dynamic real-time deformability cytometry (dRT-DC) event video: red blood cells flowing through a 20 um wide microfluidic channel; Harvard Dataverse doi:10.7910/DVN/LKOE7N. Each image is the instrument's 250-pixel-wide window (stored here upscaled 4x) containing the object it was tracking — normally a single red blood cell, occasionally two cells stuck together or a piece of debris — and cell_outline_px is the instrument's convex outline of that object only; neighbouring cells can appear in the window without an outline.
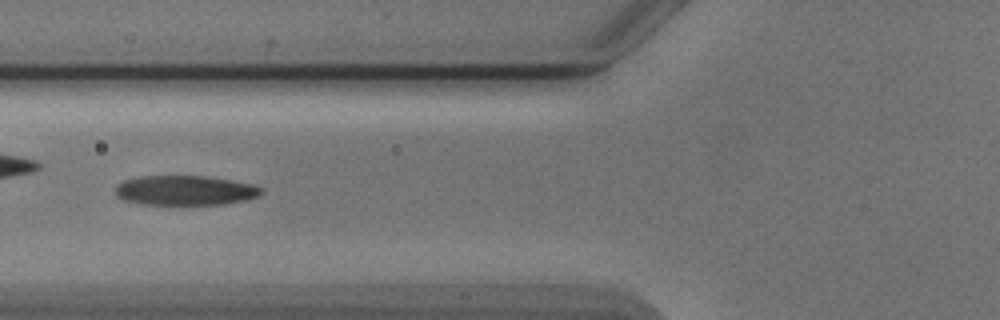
{"species": "Egyptian fruit bat (a non-hibernating species)", "species_latin": "Rousettus aegyptiacus", "temperature_condition": "cold", "stored_images_in_passage": 38, "camera_frame_rate_fps": 3000, "um_per_image_px": 0.085, "animal": {"sex": "male"}, "frame": {"image": 1, "passage_image": 6, "time_ms": 1.667, "image_size_px": [1000, 320], "cell_outline_px": [[264, 192], [260, 196], [244, 200], [224, 204], [140, 204], [124, 200], [116, 196], [116, 188], [124, 180], [140, 176], [204, 176], [252, 184], [264, 188]], "centroid_in_image_um": [15.76, 16.19], "position_along_channel_um": 110.0, "area_um2": 25.14}}
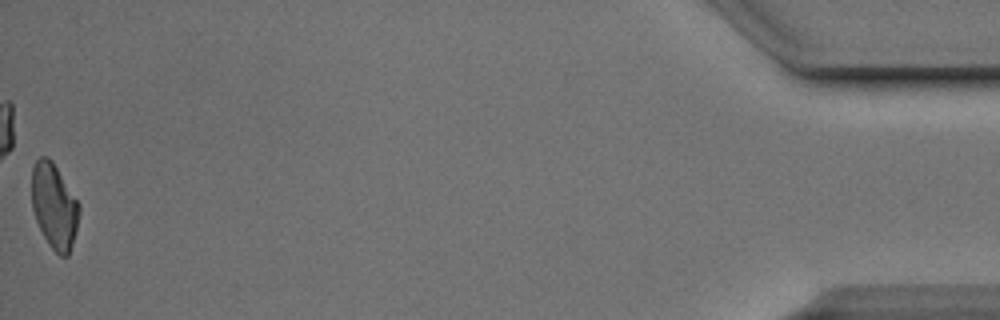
{"frame": {"image": 2, "passage_image": 38, "time_ms": 12.333, "image_size_px": [1000, 320], "cell_outline_px": [[80, 212], [76, 232], [68, 256], [60, 256], [48, 244], [36, 220], [32, 208], [32, 168], [36, 160], [40, 156], [48, 156], [52, 160], [80, 204]], "centroid_in_image_um": [4.61, 17.5], "position_along_channel_um": 430.6, "area_um2": 23.58}, "authors_computed_cell_mechanics": {"area_um2": 25.432, "velocity_mm_per_s": 3.8888, "shape_relaxation_time_tau1_ms": 4.3408, "shape_relaxation_time_tau2_ms": 3.3501, "deformation_change_tau1": 0.1443, "deformation_change_tau2": 0.0986}}